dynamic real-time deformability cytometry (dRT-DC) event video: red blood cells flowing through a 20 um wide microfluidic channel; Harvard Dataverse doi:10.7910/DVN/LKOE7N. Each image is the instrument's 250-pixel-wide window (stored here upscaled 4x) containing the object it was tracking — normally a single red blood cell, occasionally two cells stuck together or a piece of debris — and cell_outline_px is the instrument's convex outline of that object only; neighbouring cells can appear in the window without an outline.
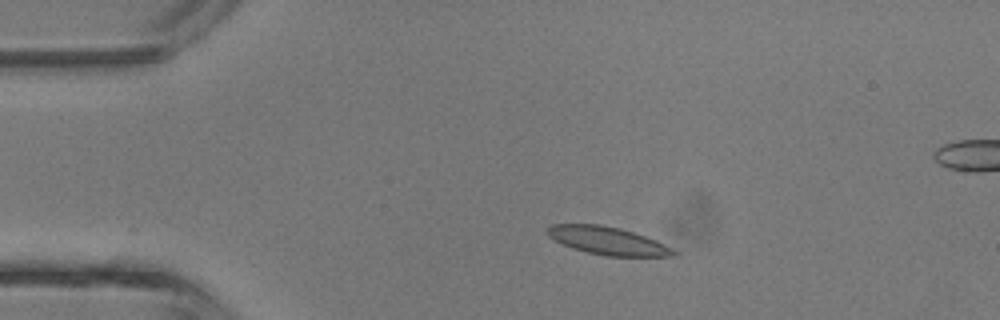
{"species": "common noctule bat (a hibernating species)", "species_latin": "Nyctalus noctula", "temperature_condition": "room temperature", "stored_images_in_passage": 35, "segment_of_instrument_passage": [1, 2], "camera_frame_rate_fps": 3000, "um_per_image_px": 0.085, "animal": {"sex": "male", "body_mass_g": 13.3}, "frame": {"image": 1, "passage_image": 1, "time_ms": 0.0, "image_size_px": [1000, 320], "cell_outline_px": [[680, 256], [604, 256], [572, 248], [548, 236], [548, 228], [552, 224], [600, 224], [620, 228], [656, 240], [680, 252]], "centroid_in_image_um": [51.72, 20.47], "position_along_channel_um": 33.3, "area_um2": 20.4}}
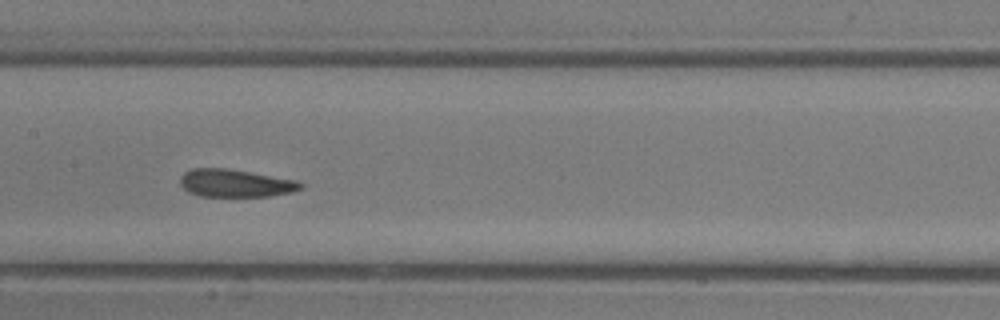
{"frame": {"image": 2, "passage_image": 13, "time_ms": 4.0, "image_size_px": [1000, 320], "cell_outline_px": [[304, 188], [292, 192], [268, 196], [200, 196], [188, 192], [180, 184], [180, 176], [184, 172], [192, 168], [228, 168], [296, 180], [304, 184]], "centroid_in_image_um": [20.0, 15.56], "position_along_channel_um": 187.4, "area_um2": 19.54}}
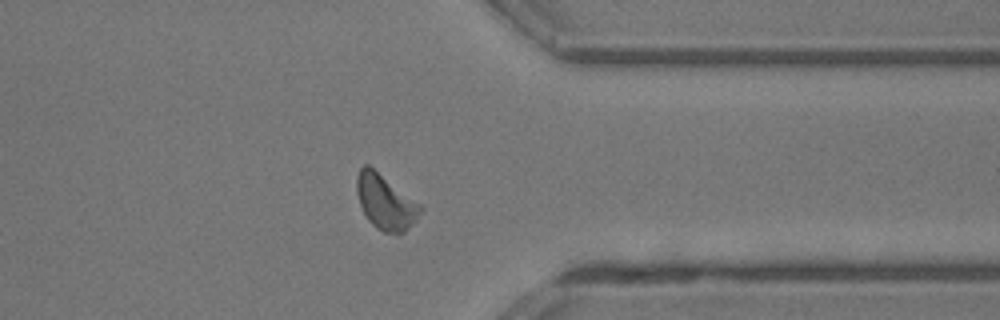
{"frame": {"image": 3, "passage_image": 25, "time_ms": 8.0, "image_size_px": [1000, 320], "cell_outline_px": [[424, 208], [416, 220], [404, 232], [384, 232], [376, 228], [368, 220], [360, 204], [356, 192], [356, 176], [360, 168], [364, 164], [368, 164], [420, 204]], "centroid_in_image_um": [32.74, 17.16], "position_along_channel_um": 378.7, "area_um2": 20.11}}